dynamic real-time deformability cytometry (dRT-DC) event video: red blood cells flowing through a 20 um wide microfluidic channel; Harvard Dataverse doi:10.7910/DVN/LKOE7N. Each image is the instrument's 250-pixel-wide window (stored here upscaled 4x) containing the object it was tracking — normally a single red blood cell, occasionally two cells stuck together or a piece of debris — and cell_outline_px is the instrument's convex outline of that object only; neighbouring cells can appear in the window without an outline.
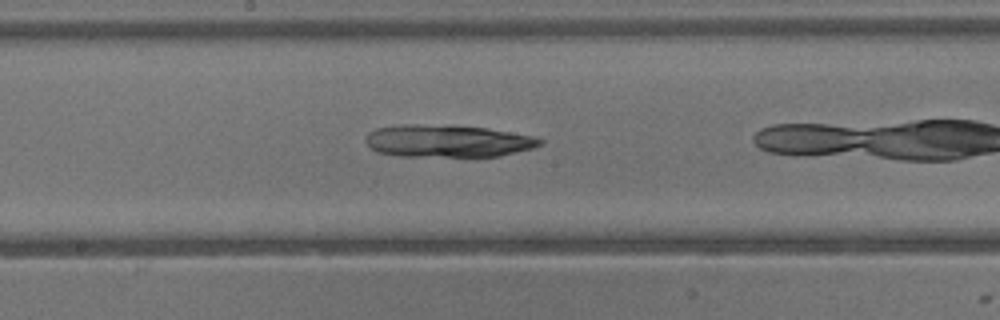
{"species": "common noctule bat (a hibernating species)", "species_latin": "Nyctalus noctula", "temperature_condition": "warm", "stored_images_in_passage": 18, "camera_frame_rate_fps": 3000, "um_per_image_px": 0.085, "animal": {"sex": "male", "body_mass_g": 13.3}, "frame": {"image": 1, "passage_image": 8, "time_ms": 2.333, "image_size_px": [1000, 320], "cell_outline_px": [[544, 144], [532, 148], [500, 156], [400, 156], [376, 152], [364, 140], [368, 132], [376, 128], [400, 124], [416, 124], [488, 128], [532, 136], [544, 140]], "centroid_in_image_um": [38.02, 11.99], "position_along_channel_um": 210.2, "area_um2": 32.77}}